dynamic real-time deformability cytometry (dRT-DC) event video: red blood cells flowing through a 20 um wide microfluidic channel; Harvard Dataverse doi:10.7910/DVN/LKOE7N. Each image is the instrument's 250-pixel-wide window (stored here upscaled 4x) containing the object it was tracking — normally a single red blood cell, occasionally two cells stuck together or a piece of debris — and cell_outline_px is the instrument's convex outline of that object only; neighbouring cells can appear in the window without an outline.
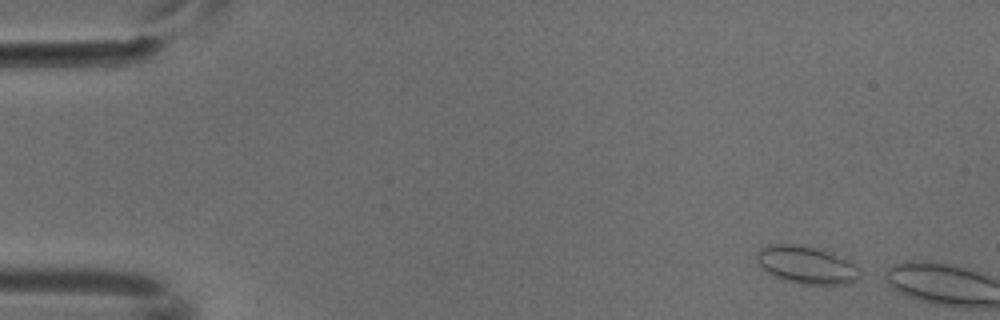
{"species": "common noctule bat (a hibernating species)", "species_latin": "Nyctalus noctula", "temperature_condition": "cold", "stored_images_in_passage": 2, "camera_frame_rate_fps": 3000, "um_per_image_px": 0.085, "animal": {"sex": "male", "body_mass_g": 18.8}, "frame": {"image": 1, "passage_image": 1, "time_ms": 0.0, "image_size_px": [1000, 320], "cell_outline_px": [[860, 276], [856, 280], [844, 284], [800, 284], [780, 280], [760, 268], [756, 260], [756, 252], [760, 248], [772, 244], [792, 244], [816, 248], [832, 252], [848, 260], [860, 272]], "centroid_in_image_um": [68.48, 22.52], "position_along_channel_um": 16.5, "area_um2": 22.72}}